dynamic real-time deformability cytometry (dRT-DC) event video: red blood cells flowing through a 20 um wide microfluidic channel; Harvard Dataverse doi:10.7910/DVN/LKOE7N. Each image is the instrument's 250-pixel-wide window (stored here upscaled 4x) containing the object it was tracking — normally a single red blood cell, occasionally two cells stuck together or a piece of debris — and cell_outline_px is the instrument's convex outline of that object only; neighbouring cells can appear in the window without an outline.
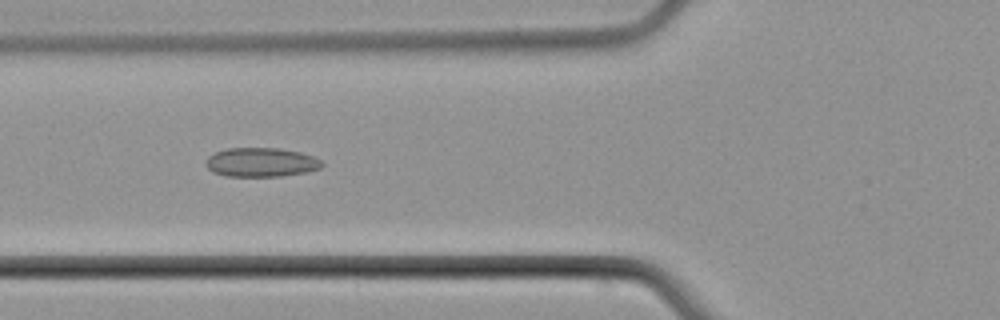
{"species": "common noctule bat (a hibernating species)", "species_latin": "Nyctalus noctula", "temperature_condition": "cold", "stored_images_in_passage": 6, "camera_frame_rate_fps": 3000, "um_per_image_px": 0.085, "animal": {"sex": "male", "body_mass_g": 21.5, "forearm_length_mm": 52.0}, "frame": {"image": 1, "passage_image": 6, "time_ms": 6.667, "image_size_px": [1000, 320], "cell_outline_px": [[324, 164], [320, 168], [308, 172], [280, 176], [224, 176], [212, 172], [204, 164], [208, 156], [216, 152], [228, 148], [280, 148], [300, 152], [312, 156], [320, 160]], "centroid_in_image_um": [22.18, 13.8], "position_along_channel_um": 103.6, "area_um2": 19.77}}